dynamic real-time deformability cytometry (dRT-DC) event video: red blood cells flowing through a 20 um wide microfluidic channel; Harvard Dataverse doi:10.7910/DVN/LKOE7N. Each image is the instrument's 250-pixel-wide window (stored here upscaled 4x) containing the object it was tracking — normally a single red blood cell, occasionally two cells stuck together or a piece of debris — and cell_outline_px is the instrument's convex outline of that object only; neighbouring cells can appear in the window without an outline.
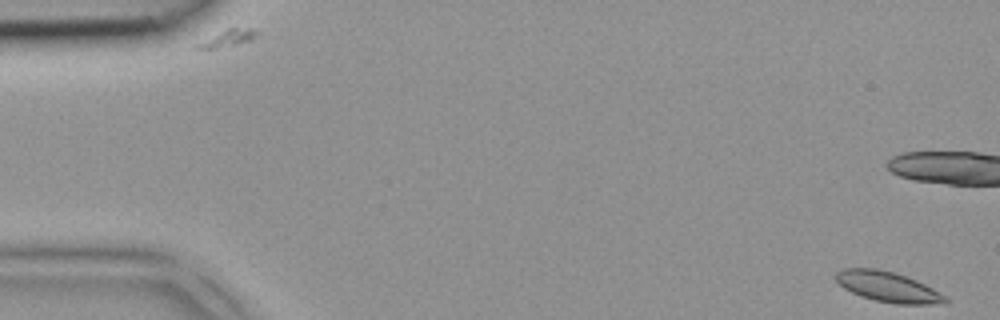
{"species": "common noctule bat (a hibernating species)", "species_latin": "Nyctalus noctula", "temperature_condition": "room temperature", "stored_images_in_passage": 6, "camera_frame_rate_fps": 3000, "um_per_image_px": 0.085, "animal": {"sex": "female", "body_mass_g": 18.4}, "frame": {"image": 1, "passage_image": 1, "time_ms": 0.0, "image_size_px": [1000, 320], "cell_outline_px": [[948, 300], [944, 304], [896, 304], [876, 300], [860, 296], [844, 288], [836, 280], [836, 272], [840, 268], [876, 268], [892, 272], [916, 280], [932, 288], [944, 296]], "centroid_in_image_um": [75.44, 24.38], "position_along_channel_um": 9.6, "area_um2": 19.07}}